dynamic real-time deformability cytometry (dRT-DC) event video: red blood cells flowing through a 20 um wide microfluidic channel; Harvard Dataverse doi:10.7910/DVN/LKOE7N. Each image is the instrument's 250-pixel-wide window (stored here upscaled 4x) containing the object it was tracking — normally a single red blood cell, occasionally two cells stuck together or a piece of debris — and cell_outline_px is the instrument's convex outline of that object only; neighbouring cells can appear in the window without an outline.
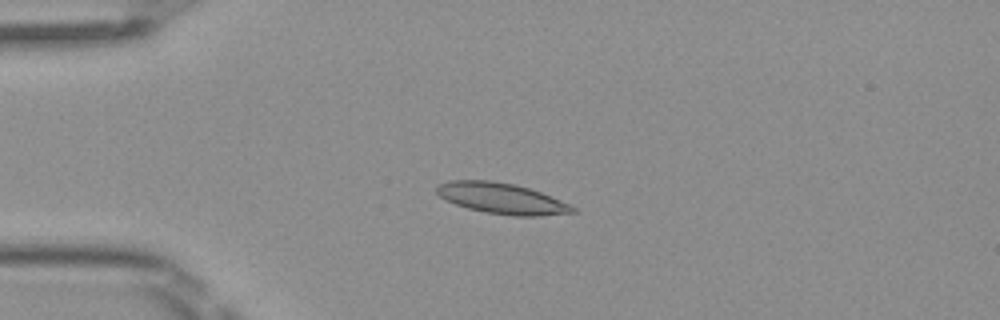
{"species": "Egyptian fruit bat (a non-hibernating species)", "species_latin": "Rousettus aegyptiacus", "temperature_condition": "room temperature", "stored_images_in_passage": 5, "camera_frame_rate_fps": 3000, "um_per_image_px": 0.085, "frame": {"image": 1, "passage_image": 2, "time_ms": 0.333, "image_size_px": [1000, 320], "cell_outline_px": [[576, 212], [540, 216], [516, 216], [488, 212], [468, 208], [456, 204], [440, 196], [436, 192], [436, 188], [440, 184], [448, 180], [488, 180], [512, 184], [528, 188], [540, 192], [560, 200], [576, 208]], "centroid_in_image_um": [42.64, 16.86], "position_along_channel_um": 42.4, "area_um2": 23.99}}
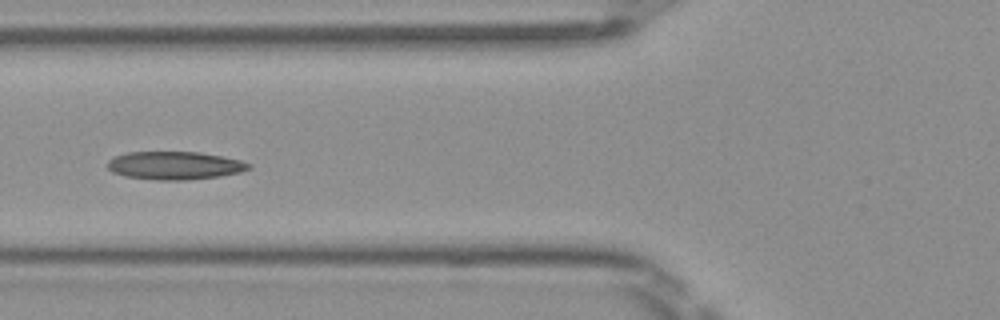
{"frame": {"image": 2, "passage_image": 4, "time_ms": 1.0, "image_size_px": [1000, 320], "cell_outline_px": [[252, 168], [240, 172], [220, 176], [184, 180], [160, 180], [124, 176], [112, 172], [108, 168], [108, 160], [116, 156], [128, 152], [200, 152], [240, 160], [252, 164]], "centroid_in_image_um": [14.86, 14.07], "position_along_channel_um": 110.9, "area_um2": 23.0}}
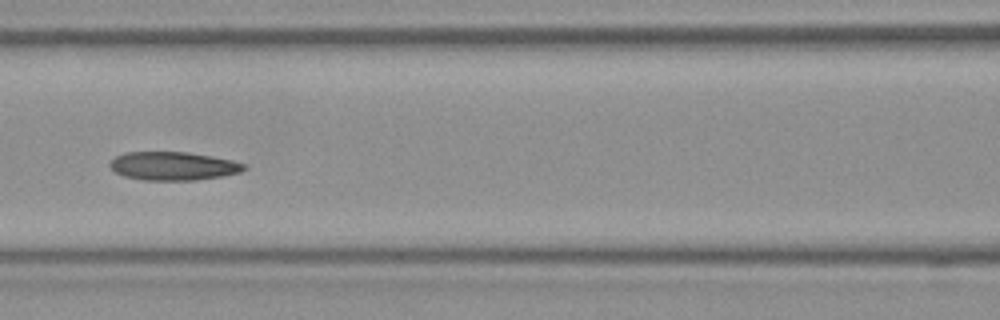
{"frame": {"image": 3, "passage_image": 5, "time_ms": 1.333, "image_size_px": [1000, 320], "cell_outline_px": [[248, 168], [240, 172], [220, 176], [196, 180], [144, 180], [124, 176], [116, 172], [108, 164], [116, 156], [124, 152], [188, 152], [212, 156], [232, 160], [244, 164]], "centroid_in_image_um": [14.72, 14.1], "position_along_channel_um": 151.9, "area_um2": 22.14}}